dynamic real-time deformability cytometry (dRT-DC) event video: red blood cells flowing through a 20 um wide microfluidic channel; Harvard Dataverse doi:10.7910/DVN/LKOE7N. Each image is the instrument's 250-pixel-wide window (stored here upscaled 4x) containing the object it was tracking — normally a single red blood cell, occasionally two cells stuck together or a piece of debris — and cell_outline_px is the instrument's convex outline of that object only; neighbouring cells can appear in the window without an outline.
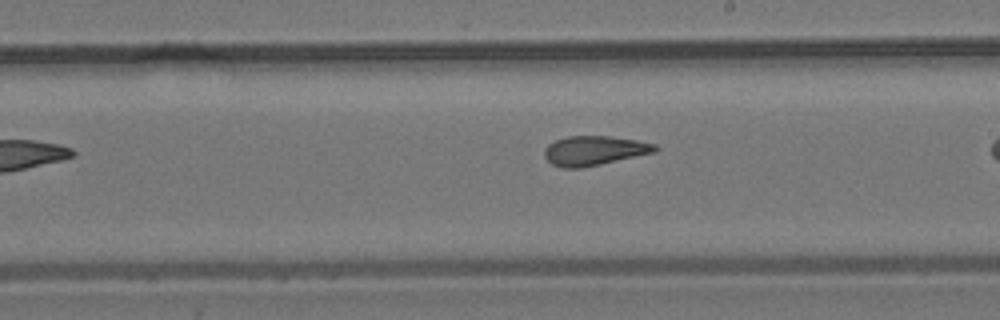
{"species": "common noctule bat (a hibernating species)", "species_latin": "Nyctalus noctula", "temperature_condition": "room temperature", "stored_images_in_passage": 9, "camera_frame_rate_fps": 3000, "um_per_image_px": 0.085, "animal": {"sex": "male", "body_mass_g": 19.2, "forearm_length_mm": 51.8}, "frame": {"image": 1, "passage_image": 8, "time_ms": 8.333, "image_size_px": [1000, 320], "cell_outline_px": [[660, 148], [656, 152], [600, 164], [580, 168], [564, 168], [552, 164], [544, 156], [544, 148], [548, 144], [556, 140], [568, 136], [608, 136], [636, 140], [656, 144]], "centroid_in_image_um": [50.52, 12.8], "position_along_channel_um": 238.5, "area_um2": 18.96}}
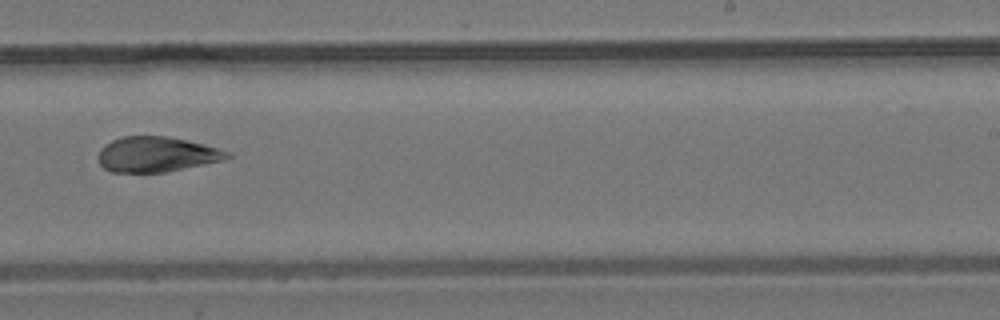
{"frame": {"image": 2, "passage_image": 9, "time_ms": 10.333, "image_size_px": [1000, 320], "cell_outline_px": [[232, 156], [224, 160], [164, 172], [112, 172], [104, 168], [100, 164], [96, 156], [100, 148], [104, 144], [112, 140], [124, 136], [168, 136], [188, 140], [204, 144], [232, 152]], "centroid_in_image_um": [13.3, 13.11], "position_along_channel_um": 275.7, "area_um2": 26.65}}